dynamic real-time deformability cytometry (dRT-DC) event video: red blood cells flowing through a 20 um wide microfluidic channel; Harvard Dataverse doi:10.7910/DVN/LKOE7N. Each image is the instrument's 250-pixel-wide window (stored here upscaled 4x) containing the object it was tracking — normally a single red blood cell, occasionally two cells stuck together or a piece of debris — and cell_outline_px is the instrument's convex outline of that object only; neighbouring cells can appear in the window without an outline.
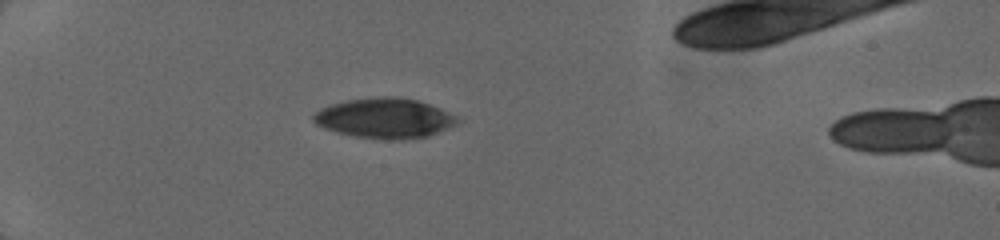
{"species": "human", "species_latin": "Homo sapiens", "temperature_condition": "cold", "stored_images_in_passage": 21, "camera_frame_rate_fps": 3000, "um_per_image_px": 0.085, "donor": {"sex": "female"}, "frame": {"image": 1, "passage_image": 1, "time_ms": 0.0, "image_size_px": [1000, 240], "cell_outline_px": [[456, 120], [452, 124], [428, 136], [400, 140], [384, 140], [356, 136], [336, 132], [324, 128], [316, 124], [312, 120], [312, 116], [320, 108], [332, 104], [348, 100], [376, 96], [392, 96], [416, 100], [440, 108], [456, 116]], "centroid_in_image_um": [32.61, 10.04], "position_along_channel_um": 52.4, "area_um2": 33.18}}
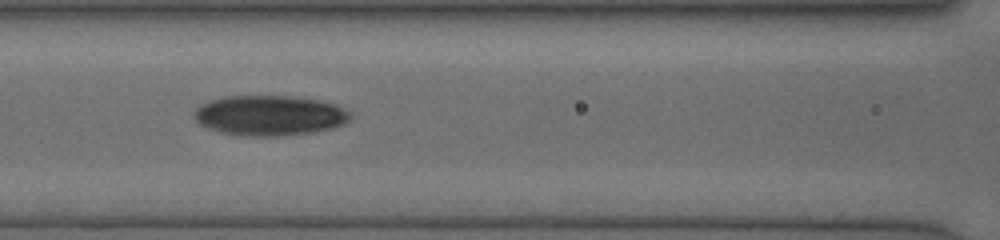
{"frame": {"image": 2, "passage_image": 14, "time_ms": 3.0, "image_size_px": [1000, 240], "cell_outline_px": [[352, 116], [344, 124], [312, 132], [280, 136], [244, 136], [220, 132], [208, 128], [200, 124], [192, 116], [192, 112], [196, 108], [212, 100], [224, 96], [292, 96], [316, 100], [332, 104], [352, 112]], "centroid_in_image_um": [22.88, 9.82], "position_along_channel_um": 143.7, "area_um2": 36.36}}
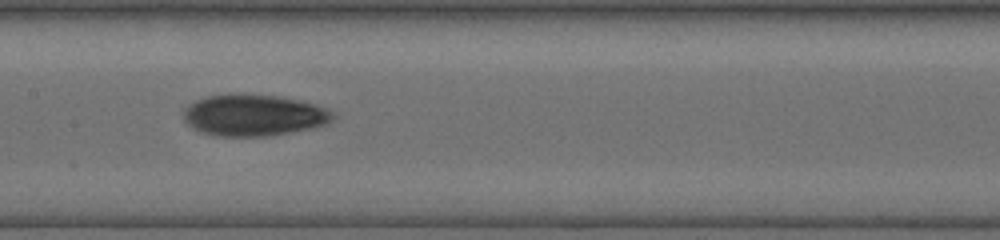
{"frame": {"image": 3, "passage_image": 20, "time_ms": 4.0, "image_size_px": [1000, 240], "cell_outline_px": [[336, 116], [328, 124], [312, 128], [292, 132], [268, 136], [220, 136], [200, 132], [188, 124], [184, 120], [184, 116], [188, 108], [196, 100], [208, 96], [228, 92], [232, 92], [276, 96], [304, 100], [328, 108], [336, 112]], "centroid_in_image_um": [21.66, 9.77], "position_along_channel_um": 185.7, "area_um2": 36.59}}